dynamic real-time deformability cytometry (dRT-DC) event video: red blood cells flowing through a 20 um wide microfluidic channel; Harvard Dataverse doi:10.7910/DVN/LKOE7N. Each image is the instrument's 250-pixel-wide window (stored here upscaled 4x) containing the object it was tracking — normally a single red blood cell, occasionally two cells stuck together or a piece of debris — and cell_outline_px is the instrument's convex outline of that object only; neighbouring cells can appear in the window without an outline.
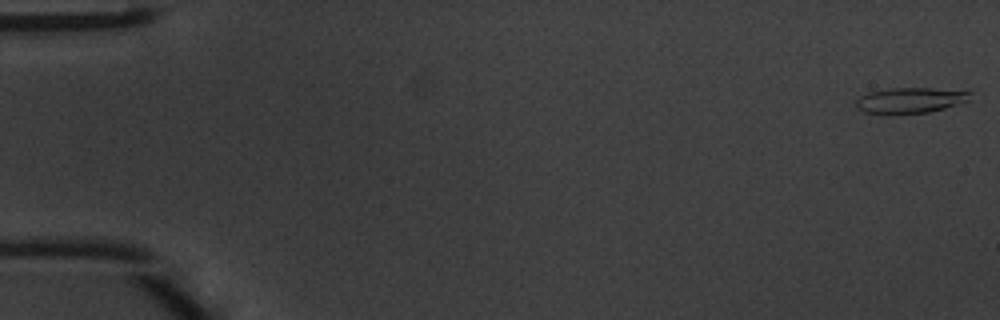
{"species": "common noctule bat (a hibernating species)", "species_latin": "Nyctalus noctula", "temperature_condition": "warm", "stored_images_in_passage": 48, "camera_frame_rate_fps": 3000, "um_per_image_px": 0.085, "animal": {"sex": "male", "body_mass_g": 20.1, "forearm_length_mm": 53.5}, "frame": {"image": 1, "passage_image": 1, "time_ms": 0.0, "image_size_px": [1000, 320], "cell_outline_px": [[972, 92], [968, 100], [944, 108], [928, 112], [884, 116], [864, 112], [856, 108], [856, 100], [860, 96], [868, 92], [888, 88], [932, 88]], "centroid_in_image_um": [77.26, 8.55], "position_along_channel_um": 7.7, "area_um2": 17.34}}
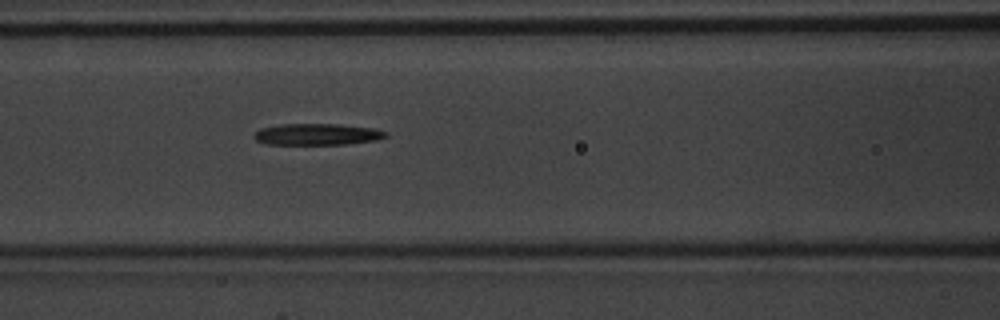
{"frame": {"image": 2, "passage_image": 21, "time_ms": 6.667, "image_size_px": [1000, 320], "cell_outline_px": [[388, 136], [376, 140], [344, 144], [264, 144], [256, 140], [252, 136], [260, 128], [276, 124], [336, 124], [372, 128], [388, 132]], "centroid_in_image_um": [26.91, 11.41], "position_along_channel_um": 139.7, "area_um2": 16.47}}
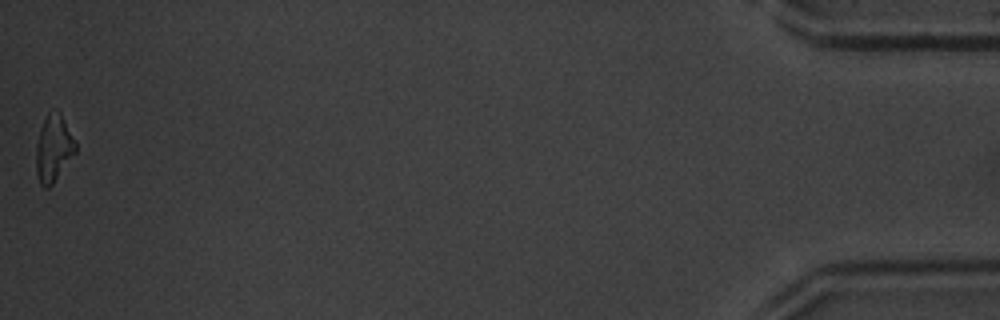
{"frame": {"image": 3, "passage_image": 48, "time_ms": 15.667, "image_size_px": [1000, 320], "cell_outline_px": [[76, 152], [52, 184], [48, 188], [44, 188], [40, 184], [36, 176], [36, 144], [44, 120], [48, 112], [60, 112], [76, 144]], "centroid_in_image_um": [4.53, 12.66], "position_along_channel_um": 430.7, "area_um2": 15.03}, "authors_computed_cell_mechanics": {"area_um2": 16.762, "velocity_mm_per_s": 4.2532, "shape_relaxation_time_tau1_ms": 2.8903, "shape_relaxation_time_tau2_ms": null, "deformation_change_tau1": 0.1822, "deformation_change_tau2": null}}